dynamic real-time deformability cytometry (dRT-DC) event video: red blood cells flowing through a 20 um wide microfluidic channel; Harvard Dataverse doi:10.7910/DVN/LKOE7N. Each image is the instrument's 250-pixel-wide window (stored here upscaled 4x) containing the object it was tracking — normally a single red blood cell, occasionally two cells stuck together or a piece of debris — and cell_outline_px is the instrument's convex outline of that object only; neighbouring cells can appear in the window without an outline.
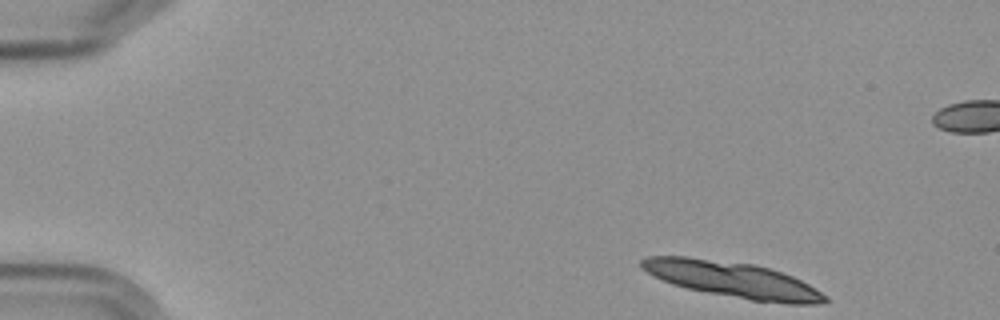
{"species": "Egyptian fruit bat (a non-hibernating species)", "species_latin": "Rousettus aegyptiacus", "temperature_condition": "cold", "stored_images_in_passage": 8, "segment_of_instrument_passage": [1, 2], "camera_frame_rate_fps": 3000, "um_per_image_px": 0.085, "frame": {"image": 1, "passage_image": 1, "time_ms": 0.0, "image_size_px": [1000, 320], "cell_outline_px": [[828, 300], [820, 304], [788, 304], [752, 300], [708, 292], [688, 288], [672, 284], [652, 276], [640, 268], [640, 260], [648, 256], [688, 256], [756, 264], [792, 276], [816, 288], [828, 296]], "centroid_in_image_um": [62.25, 23.75], "position_along_channel_um": 22.7, "area_um2": 38.32}}